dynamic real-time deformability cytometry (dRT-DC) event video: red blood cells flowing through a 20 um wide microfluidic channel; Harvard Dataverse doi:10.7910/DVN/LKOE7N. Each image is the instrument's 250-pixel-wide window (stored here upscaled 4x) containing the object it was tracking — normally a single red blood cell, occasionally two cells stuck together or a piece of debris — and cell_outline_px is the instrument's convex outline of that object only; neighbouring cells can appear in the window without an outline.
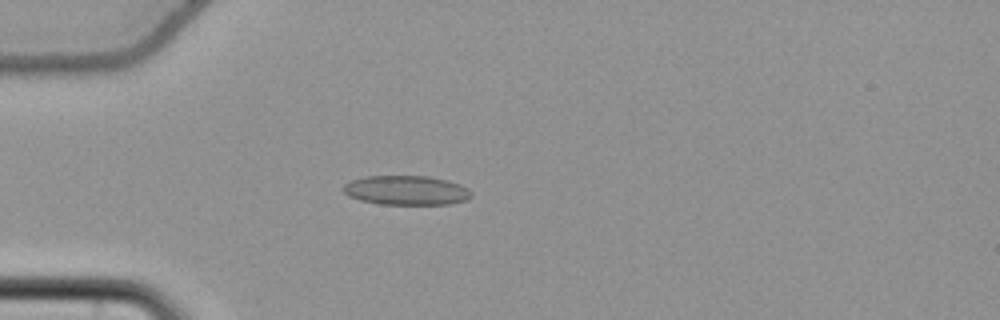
{"species": "common noctule bat (a hibernating species)", "species_latin": "Nyctalus noctula", "temperature_condition": "cold", "stored_images_in_passage": 55, "camera_frame_rate_fps": 3000, "um_per_image_px": 0.085, "animal": {"sex": "female", "body_mass_g": 22.7, "forearm_length_mm": 54.2}, "frame": {"image": 1, "passage_image": 16, "time_ms": 5.0, "image_size_px": [1000, 320], "cell_outline_px": [[472, 196], [464, 200], [448, 204], [380, 204], [360, 200], [348, 196], [340, 188], [344, 184], [352, 180], [368, 176], [428, 176], [448, 180], [460, 184], [468, 188], [472, 192]], "centroid_in_image_um": [34.52, 16.17], "position_along_channel_um": 50.5, "area_um2": 21.96}}
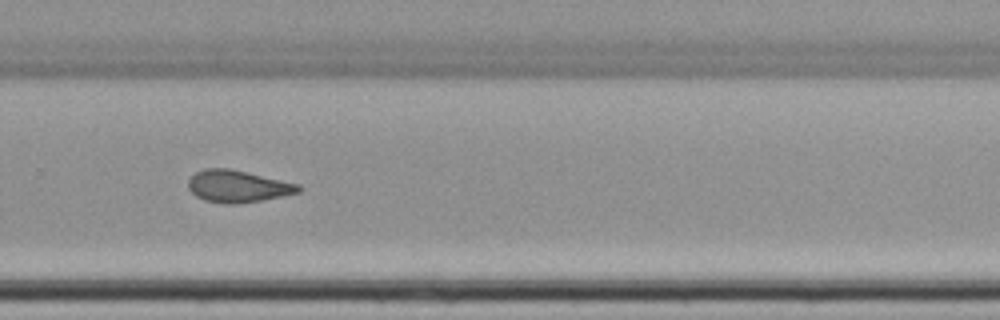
{"frame": {"image": 2, "passage_image": 38, "time_ms": 12.333, "image_size_px": [1000, 320], "cell_outline_px": [[304, 188], [300, 192], [260, 200], [236, 204], [224, 204], [204, 200], [196, 196], [188, 188], [188, 180], [196, 172], [204, 168], [228, 168], [248, 172], [300, 184]], "centroid_in_image_um": [20.21, 15.83], "position_along_channel_um": 309.6, "area_um2": 20.63}}
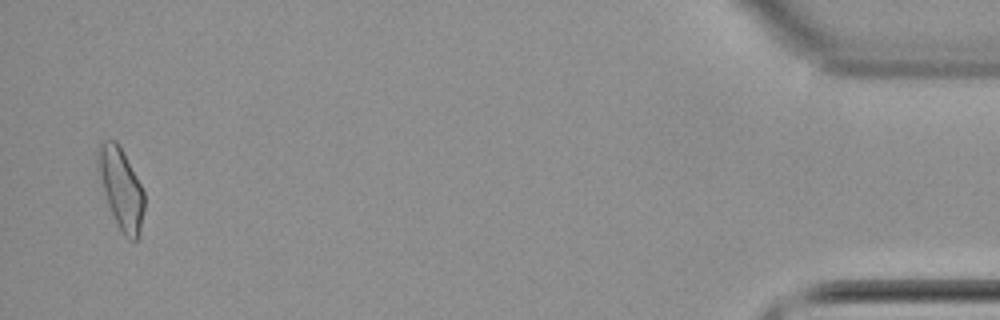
{"frame": {"image": 3, "passage_image": 54, "time_ms": 17.667, "image_size_px": [1000, 320], "cell_outline_px": [[144, 208], [140, 232], [136, 240], [128, 240], [124, 236], [108, 204], [104, 192], [100, 176], [96, 156], [96, 148], [104, 140], [116, 140], [140, 184], [144, 192]], "centroid_in_image_um": [10.28, 16.01], "position_along_channel_um": 424.9, "area_um2": 21.21}, "authors_computed_cell_mechanics": {"area_um2": 20.7502, "velocity_mm_per_s": 3.757, "shape_relaxation_time_tau1_ms": null, "shape_relaxation_time_tau2_ms": 3.4272, "deformation_change_tau1": null, "deformation_change_tau2": 0.0957}}